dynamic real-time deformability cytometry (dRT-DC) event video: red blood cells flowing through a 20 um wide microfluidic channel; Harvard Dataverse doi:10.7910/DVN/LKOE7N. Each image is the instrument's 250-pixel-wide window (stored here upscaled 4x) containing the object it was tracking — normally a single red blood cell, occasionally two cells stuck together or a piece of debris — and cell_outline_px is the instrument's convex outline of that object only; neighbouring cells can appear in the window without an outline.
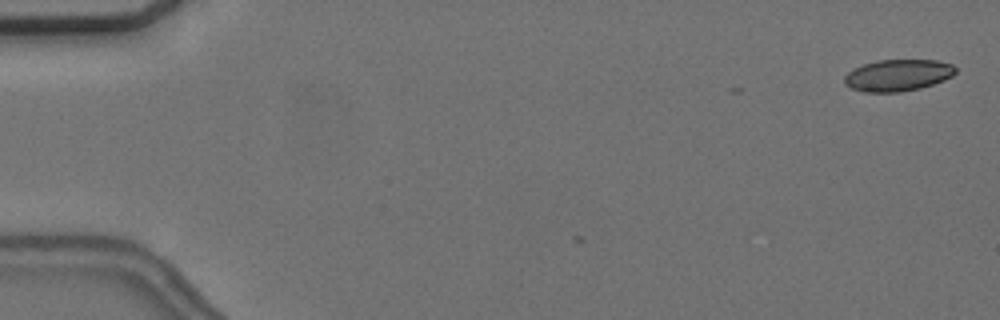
{"species": "common noctule bat (a hibernating species)", "species_latin": "Nyctalus noctula", "temperature_condition": "cold", "stored_images_in_passage": 7, "camera_frame_rate_fps": 3000, "um_per_image_px": 0.085, "animal": {"sex": "female", "body_mass_g": 24.6, "forearm_length_mm": 56.2}, "frame": {"image": 1, "passage_image": 2, "time_ms": 0.333, "image_size_px": [1000, 320], "cell_outline_px": [[956, 72], [952, 76], [944, 80], [920, 88], [900, 92], [864, 92], [852, 88], [844, 84], [844, 76], [848, 72], [864, 64], [876, 60], [936, 60], [952, 64], [956, 68]], "centroid_in_image_um": [76.32, 6.39], "position_along_channel_um": 8.7, "area_um2": 20.46}}